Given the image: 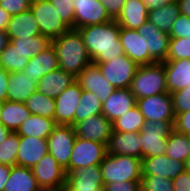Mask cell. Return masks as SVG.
Returning a JSON list of instances; mask_svg holds the SVG:
<instances>
[{
  "label": "cell",
  "mask_w": 190,
  "mask_h": 191,
  "mask_svg": "<svg viewBox=\"0 0 190 191\" xmlns=\"http://www.w3.org/2000/svg\"><path fill=\"white\" fill-rule=\"evenodd\" d=\"M98 114H102V103L100 99L94 93L82 90L74 115V125L87 117Z\"/></svg>",
  "instance_id": "35"
},
{
  "label": "cell",
  "mask_w": 190,
  "mask_h": 191,
  "mask_svg": "<svg viewBox=\"0 0 190 191\" xmlns=\"http://www.w3.org/2000/svg\"><path fill=\"white\" fill-rule=\"evenodd\" d=\"M29 59L9 41L0 55V67L10 72H22Z\"/></svg>",
  "instance_id": "36"
},
{
  "label": "cell",
  "mask_w": 190,
  "mask_h": 191,
  "mask_svg": "<svg viewBox=\"0 0 190 191\" xmlns=\"http://www.w3.org/2000/svg\"><path fill=\"white\" fill-rule=\"evenodd\" d=\"M190 59V37L170 38L166 61Z\"/></svg>",
  "instance_id": "40"
},
{
  "label": "cell",
  "mask_w": 190,
  "mask_h": 191,
  "mask_svg": "<svg viewBox=\"0 0 190 191\" xmlns=\"http://www.w3.org/2000/svg\"><path fill=\"white\" fill-rule=\"evenodd\" d=\"M106 147L107 154L127 155L142 159L139 132L112 131Z\"/></svg>",
  "instance_id": "21"
},
{
  "label": "cell",
  "mask_w": 190,
  "mask_h": 191,
  "mask_svg": "<svg viewBox=\"0 0 190 191\" xmlns=\"http://www.w3.org/2000/svg\"><path fill=\"white\" fill-rule=\"evenodd\" d=\"M33 115H40L50 119L55 118V99L36 91L24 102Z\"/></svg>",
  "instance_id": "37"
},
{
  "label": "cell",
  "mask_w": 190,
  "mask_h": 191,
  "mask_svg": "<svg viewBox=\"0 0 190 191\" xmlns=\"http://www.w3.org/2000/svg\"><path fill=\"white\" fill-rule=\"evenodd\" d=\"M6 32L9 40L41 35L38 23L31 9L11 16Z\"/></svg>",
  "instance_id": "27"
},
{
  "label": "cell",
  "mask_w": 190,
  "mask_h": 191,
  "mask_svg": "<svg viewBox=\"0 0 190 191\" xmlns=\"http://www.w3.org/2000/svg\"><path fill=\"white\" fill-rule=\"evenodd\" d=\"M74 29L113 20L99 0H73Z\"/></svg>",
  "instance_id": "11"
},
{
  "label": "cell",
  "mask_w": 190,
  "mask_h": 191,
  "mask_svg": "<svg viewBox=\"0 0 190 191\" xmlns=\"http://www.w3.org/2000/svg\"><path fill=\"white\" fill-rule=\"evenodd\" d=\"M166 146L168 157L185 162L190 155V135L178 133L173 129L167 137Z\"/></svg>",
  "instance_id": "33"
},
{
  "label": "cell",
  "mask_w": 190,
  "mask_h": 191,
  "mask_svg": "<svg viewBox=\"0 0 190 191\" xmlns=\"http://www.w3.org/2000/svg\"><path fill=\"white\" fill-rule=\"evenodd\" d=\"M66 191H103V190H66Z\"/></svg>",
  "instance_id": "59"
},
{
  "label": "cell",
  "mask_w": 190,
  "mask_h": 191,
  "mask_svg": "<svg viewBox=\"0 0 190 191\" xmlns=\"http://www.w3.org/2000/svg\"><path fill=\"white\" fill-rule=\"evenodd\" d=\"M9 41L10 40L8 38L7 32L0 30V55L7 46V44L9 43Z\"/></svg>",
  "instance_id": "55"
},
{
  "label": "cell",
  "mask_w": 190,
  "mask_h": 191,
  "mask_svg": "<svg viewBox=\"0 0 190 191\" xmlns=\"http://www.w3.org/2000/svg\"><path fill=\"white\" fill-rule=\"evenodd\" d=\"M83 90L94 93L103 102L116 88L103 76L98 64L91 62L76 77Z\"/></svg>",
  "instance_id": "13"
},
{
  "label": "cell",
  "mask_w": 190,
  "mask_h": 191,
  "mask_svg": "<svg viewBox=\"0 0 190 191\" xmlns=\"http://www.w3.org/2000/svg\"><path fill=\"white\" fill-rule=\"evenodd\" d=\"M175 121L147 122L139 132L142 158L166 154L167 137L174 129Z\"/></svg>",
  "instance_id": "5"
},
{
  "label": "cell",
  "mask_w": 190,
  "mask_h": 191,
  "mask_svg": "<svg viewBox=\"0 0 190 191\" xmlns=\"http://www.w3.org/2000/svg\"><path fill=\"white\" fill-rule=\"evenodd\" d=\"M103 76L116 88H130L132 79L139 67L128 56L120 55L115 60L98 63Z\"/></svg>",
  "instance_id": "8"
},
{
  "label": "cell",
  "mask_w": 190,
  "mask_h": 191,
  "mask_svg": "<svg viewBox=\"0 0 190 191\" xmlns=\"http://www.w3.org/2000/svg\"><path fill=\"white\" fill-rule=\"evenodd\" d=\"M0 7L14 16L29 10L31 3L28 0H0Z\"/></svg>",
  "instance_id": "45"
},
{
  "label": "cell",
  "mask_w": 190,
  "mask_h": 191,
  "mask_svg": "<svg viewBox=\"0 0 190 191\" xmlns=\"http://www.w3.org/2000/svg\"><path fill=\"white\" fill-rule=\"evenodd\" d=\"M30 9L36 18L41 35L48 37L50 40L69 30L49 0H35L31 3Z\"/></svg>",
  "instance_id": "7"
},
{
  "label": "cell",
  "mask_w": 190,
  "mask_h": 191,
  "mask_svg": "<svg viewBox=\"0 0 190 191\" xmlns=\"http://www.w3.org/2000/svg\"><path fill=\"white\" fill-rule=\"evenodd\" d=\"M179 9H180V14L186 15L190 18V0H176Z\"/></svg>",
  "instance_id": "54"
},
{
  "label": "cell",
  "mask_w": 190,
  "mask_h": 191,
  "mask_svg": "<svg viewBox=\"0 0 190 191\" xmlns=\"http://www.w3.org/2000/svg\"><path fill=\"white\" fill-rule=\"evenodd\" d=\"M142 175H155L165 179H175L185 171V164L166 154L141 159Z\"/></svg>",
  "instance_id": "18"
},
{
  "label": "cell",
  "mask_w": 190,
  "mask_h": 191,
  "mask_svg": "<svg viewBox=\"0 0 190 191\" xmlns=\"http://www.w3.org/2000/svg\"><path fill=\"white\" fill-rule=\"evenodd\" d=\"M75 139L74 127L63 124H57L47 137L48 153L56 159L66 172L69 170V162Z\"/></svg>",
  "instance_id": "6"
},
{
  "label": "cell",
  "mask_w": 190,
  "mask_h": 191,
  "mask_svg": "<svg viewBox=\"0 0 190 191\" xmlns=\"http://www.w3.org/2000/svg\"><path fill=\"white\" fill-rule=\"evenodd\" d=\"M59 68V62L56 51L52 44L45 50L29 59L27 65L23 69L33 81H38L49 72L57 70Z\"/></svg>",
  "instance_id": "22"
},
{
  "label": "cell",
  "mask_w": 190,
  "mask_h": 191,
  "mask_svg": "<svg viewBox=\"0 0 190 191\" xmlns=\"http://www.w3.org/2000/svg\"><path fill=\"white\" fill-rule=\"evenodd\" d=\"M73 127L77 137L106 145L113 131L112 122L103 114L87 117Z\"/></svg>",
  "instance_id": "14"
},
{
  "label": "cell",
  "mask_w": 190,
  "mask_h": 191,
  "mask_svg": "<svg viewBox=\"0 0 190 191\" xmlns=\"http://www.w3.org/2000/svg\"><path fill=\"white\" fill-rule=\"evenodd\" d=\"M173 99V110L175 116L190 110V84L182 90L171 93Z\"/></svg>",
  "instance_id": "43"
},
{
  "label": "cell",
  "mask_w": 190,
  "mask_h": 191,
  "mask_svg": "<svg viewBox=\"0 0 190 191\" xmlns=\"http://www.w3.org/2000/svg\"><path fill=\"white\" fill-rule=\"evenodd\" d=\"M38 191H66L65 186L64 187H40Z\"/></svg>",
  "instance_id": "57"
},
{
  "label": "cell",
  "mask_w": 190,
  "mask_h": 191,
  "mask_svg": "<svg viewBox=\"0 0 190 191\" xmlns=\"http://www.w3.org/2000/svg\"><path fill=\"white\" fill-rule=\"evenodd\" d=\"M12 131L8 128H6L1 122H0V144L6 140V138L9 136V134Z\"/></svg>",
  "instance_id": "56"
},
{
  "label": "cell",
  "mask_w": 190,
  "mask_h": 191,
  "mask_svg": "<svg viewBox=\"0 0 190 191\" xmlns=\"http://www.w3.org/2000/svg\"><path fill=\"white\" fill-rule=\"evenodd\" d=\"M141 191H174L171 179L155 175H142Z\"/></svg>",
  "instance_id": "41"
},
{
  "label": "cell",
  "mask_w": 190,
  "mask_h": 191,
  "mask_svg": "<svg viewBox=\"0 0 190 191\" xmlns=\"http://www.w3.org/2000/svg\"><path fill=\"white\" fill-rule=\"evenodd\" d=\"M148 20V10L143 0H126L115 21L122 28L137 30Z\"/></svg>",
  "instance_id": "26"
},
{
  "label": "cell",
  "mask_w": 190,
  "mask_h": 191,
  "mask_svg": "<svg viewBox=\"0 0 190 191\" xmlns=\"http://www.w3.org/2000/svg\"><path fill=\"white\" fill-rule=\"evenodd\" d=\"M10 73L0 67V102L7 101V89Z\"/></svg>",
  "instance_id": "50"
},
{
  "label": "cell",
  "mask_w": 190,
  "mask_h": 191,
  "mask_svg": "<svg viewBox=\"0 0 190 191\" xmlns=\"http://www.w3.org/2000/svg\"><path fill=\"white\" fill-rule=\"evenodd\" d=\"M106 155V144L76 136L71 152L69 169L100 165Z\"/></svg>",
  "instance_id": "9"
},
{
  "label": "cell",
  "mask_w": 190,
  "mask_h": 191,
  "mask_svg": "<svg viewBox=\"0 0 190 191\" xmlns=\"http://www.w3.org/2000/svg\"><path fill=\"white\" fill-rule=\"evenodd\" d=\"M49 2L58 12L62 22H64L69 29H74L75 10L73 0H49Z\"/></svg>",
  "instance_id": "42"
},
{
  "label": "cell",
  "mask_w": 190,
  "mask_h": 191,
  "mask_svg": "<svg viewBox=\"0 0 190 191\" xmlns=\"http://www.w3.org/2000/svg\"><path fill=\"white\" fill-rule=\"evenodd\" d=\"M37 91V82L33 81L25 72H10L7 101L25 102L26 99Z\"/></svg>",
  "instance_id": "28"
},
{
  "label": "cell",
  "mask_w": 190,
  "mask_h": 191,
  "mask_svg": "<svg viewBox=\"0 0 190 191\" xmlns=\"http://www.w3.org/2000/svg\"><path fill=\"white\" fill-rule=\"evenodd\" d=\"M129 89L136 100L167 93L164 62L139 66Z\"/></svg>",
  "instance_id": "4"
},
{
  "label": "cell",
  "mask_w": 190,
  "mask_h": 191,
  "mask_svg": "<svg viewBox=\"0 0 190 191\" xmlns=\"http://www.w3.org/2000/svg\"><path fill=\"white\" fill-rule=\"evenodd\" d=\"M119 39L124 54L138 66L156 63L149 56V52H145L144 38L137 32V30L120 27Z\"/></svg>",
  "instance_id": "20"
},
{
  "label": "cell",
  "mask_w": 190,
  "mask_h": 191,
  "mask_svg": "<svg viewBox=\"0 0 190 191\" xmlns=\"http://www.w3.org/2000/svg\"><path fill=\"white\" fill-rule=\"evenodd\" d=\"M10 19H11V15L2 7H0V30L1 31H6Z\"/></svg>",
  "instance_id": "53"
},
{
  "label": "cell",
  "mask_w": 190,
  "mask_h": 191,
  "mask_svg": "<svg viewBox=\"0 0 190 191\" xmlns=\"http://www.w3.org/2000/svg\"><path fill=\"white\" fill-rule=\"evenodd\" d=\"M173 127L178 133L190 135V110L177 114Z\"/></svg>",
  "instance_id": "46"
},
{
  "label": "cell",
  "mask_w": 190,
  "mask_h": 191,
  "mask_svg": "<svg viewBox=\"0 0 190 191\" xmlns=\"http://www.w3.org/2000/svg\"><path fill=\"white\" fill-rule=\"evenodd\" d=\"M169 36L170 38L190 37V18L186 15L180 14L174 21Z\"/></svg>",
  "instance_id": "44"
},
{
  "label": "cell",
  "mask_w": 190,
  "mask_h": 191,
  "mask_svg": "<svg viewBox=\"0 0 190 191\" xmlns=\"http://www.w3.org/2000/svg\"><path fill=\"white\" fill-rule=\"evenodd\" d=\"M47 153V138L20 135L16 165L32 168Z\"/></svg>",
  "instance_id": "19"
},
{
  "label": "cell",
  "mask_w": 190,
  "mask_h": 191,
  "mask_svg": "<svg viewBox=\"0 0 190 191\" xmlns=\"http://www.w3.org/2000/svg\"><path fill=\"white\" fill-rule=\"evenodd\" d=\"M51 44L56 51L59 68L75 77L92 62L77 29H69L51 40Z\"/></svg>",
  "instance_id": "2"
},
{
  "label": "cell",
  "mask_w": 190,
  "mask_h": 191,
  "mask_svg": "<svg viewBox=\"0 0 190 191\" xmlns=\"http://www.w3.org/2000/svg\"><path fill=\"white\" fill-rule=\"evenodd\" d=\"M179 15V5L176 0H173L157 10L148 11V21L155 25L160 31L169 34L174 21Z\"/></svg>",
  "instance_id": "32"
},
{
  "label": "cell",
  "mask_w": 190,
  "mask_h": 191,
  "mask_svg": "<svg viewBox=\"0 0 190 191\" xmlns=\"http://www.w3.org/2000/svg\"><path fill=\"white\" fill-rule=\"evenodd\" d=\"M184 164H185V171L190 173V155L186 158Z\"/></svg>",
  "instance_id": "58"
},
{
  "label": "cell",
  "mask_w": 190,
  "mask_h": 191,
  "mask_svg": "<svg viewBox=\"0 0 190 191\" xmlns=\"http://www.w3.org/2000/svg\"><path fill=\"white\" fill-rule=\"evenodd\" d=\"M172 183L174 191H190V173L182 172L172 180Z\"/></svg>",
  "instance_id": "49"
},
{
  "label": "cell",
  "mask_w": 190,
  "mask_h": 191,
  "mask_svg": "<svg viewBox=\"0 0 190 191\" xmlns=\"http://www.w3.org/2000/svg\"><path fill=\"white\" fill-rule=\"evenodd\" d=\"M2 108H3V102H0V116H1Z\"/></svg>",
  "instance_id": "60"
},
{
  "label": "cell",
  "mask_w": 190,
  "mask_h": 191,
  "mask_svg": "<svg viewBox=\"0 0 190 191\" xmlns=\"http://www.w3.org/2000/svg\"><path fill=\"white\" fill-rule=\"evenodd\" d=\"M103 191H141V182L108 183L104 186Z\"/></svg>",
  "instance_id": "47"
},
{
  "label": "cell",
  "mask_w": 190,
  "mask_h": 191,
  "mask_svg": "<svg viewBox=\"0 0 190 191\" xmlns=\"http://www.w3.org/2000/svg\"><path fill=\"white\" fill-rule=\"evenodd\" d=\"M66 190H103L104 183L100 165L69 169Z\"/></svg>",
  "instance_id": "16"
},
{
  "label": "cell",
  "mask_w": 190,
  "mask_h": 191,
  "mask_svg": "<svg viewBox=\"0 0 190 191\" xmlns=\"http://www.w3.org/2000/svg\"><path fill=\"white\" fill-rule=\"evenodd\" d=\"M11 166L0 164V191H4L11 172Z\"/></svg>",
  "instance_id": "51"
},
{
  "label": "cell",
  "mask_w": 190,
  "mask_h": 191,
  "mask_svg": "<svg viewBox=\"0 0 190 191\" xmlns=\"http://www.w3.org/2000/svg\"><path fill=\"white\" fill-rule=\"evenodd\" d=\"M145 124L144 116L137 105L112 122L113 131L118 132H140Z\"/></svg>",
  "instance_id": "34"
},
{
  "label": "cell",
  "mask_w": 190,
  "mask_h": 191,
  "mask_svg": "<svg viewBox=\"0 0 190 191\" xmlns=\"http://www.w3.org/2000/svg\"><path fill=\"white\" fill-rule=\"evenodd\" d=\"M39 185L28 167L12 166L4 191H38Z\"/></svg>",
  "instance_id": "29"
},
{
  "label": "cell",
  "mask_w": 190,
  "mask_h": 191,
  "mask_svg": "<svg viewBox=\"0 0 190 191\" xmlns=\"http://www.w3.org/2000/svg\"><path fill=\"white\" fill-rule=\"evenodd\" d=\"M136 105L147 122L175 121L172 95L167 93L156 94L136 100Z\"/></svg>",
  "instance_id": "10"
},
{
  "label": "cell",
  "mask_w": 190,
  "mask_h": 191,
  "mask_svg": "<svg viewBox=\"0 0 190 191\" xmlns=\"http://www.w3.org/2000/svg\"><path fill=\"white\" fill-rule=\"evenodd\" d=\"M168 92L182 90L190 84V59L164 61Z\"/></svg>",
  "instance_id": "25"
},
{
  "label": "cell",
  "mask_w": 190,
  "mask_h": 191,
  "mask_svg": "<svg viewBox=\"0 0 190 191\" xmlns=\"http://www.w3.org/2000/svg\"><path fill=\"white\" fill-rule=\"evenodd\" d=\"M104 8L106 9L108 15L115 20L121 12L122 6L126 0H99Z\"/></svg>",
  "instance_id": "48"
},
{
  "label": "cell",
  "mask_w": 190,
  "mask_h": 191,
  "mask_svg": "<svg viewBox=\"0 0 190 191\" xmlns=\"http://www.w3.org/2000/svg\"><path fill=\"white\" fill-rule=\"evenodd\" d=\"M173 0H143L148 11L157 10Z\"/></svg>",
  "instance_id": "52"
},
{
  "label": "cell",
  "mask_w": 190,
  "mask_h": 191,
  "mask_svg": "<svg viewBox=\"0 0 190 191\" xmlns=\"http://www.w3.org/2000/svg\"><path fill=\"white\" fill-rule=\"evenodd\" d=\"M80 84L75 81L55 98L56 124L74 126V115L82 94Z\"/></svg>",
  "instance_id": "17"
},
{
  "label": "cell",
  "mask_w": 190,
  "mask_h": 191,
  "mask_svg": "<svg viewBox=\"0 0 190 191\" xmlns=\"http://www.w3.org/2000/svg\"><path fill=\"white\" fill-rule=\"evenodd\" d=\"M136 105L129 88L116 89L102 104V114L113 122Z\"/></svg>",
  "instance_id": "23"
},
{
  "label": "cell",
  "mask_w": 190,
  "mask_h": 191,
  "mask_svg": "<svg viewBox=\"0 0 190 191\" xmlns=\"http://www.w3.org/2000/svg\"><path fill=\"white\" fill-rule=\"evenodd\" d=\"M56 125L54 119L31 114L21 123L16 133L23 136L47 138Z\"/></svg>",
  "instance_id": "31"
},
{
  "label": "cell",
  "mask_w": 190,
  "mask_h": 191,
  "mask_svg": "<svg viewBox=\"0 0 190 191\" xmlns=\"http://www.w3.org/2000/svg\"><path fill=\"white\" fill-rule=\"evenodd\" d=\"M91 61L95 64L115 60L124 55L119 39L120 26L115 20L109 22L80 27L77 29Z\"/></svg>",
  "instance_id": "1"
},
{
  "label": "cell",
  "mask_w": 190,
  "mask_h": 191,
  "mask_svg": "<svg viewBox=\"0 0 190 191\" xmlns=\"http://www.w3.org/2000/svg\"><path fill=\"white\" fill-rule=\"evenodd\" d=\"M31 115L23 102L4 101L0 122L12 132H16L21 123Z\"/></svg>",
  "instance_id": "30"
},
{
  "label": "cell",
  "mask_w": 190,
  "mask_h": 191,
  "mask_svg": "<svg viewBox=\"0 0 190 191\" xmlns=\"http://www.w3.org/2000/svg\"><path fill=\"white\" fill-rule=\"evenodd\" d=\"M31 170L39 187H64L66 184V170L50 153L41 158Z\"/></svg>",
  "instance_id": "12"
},
{
  "label": "cell",
  "mask_w": 190,
  "mask_h": 191,
  "mask_svg": "<svg viewBox=\"0 0 190 191\" xmlns=\"http://www.w3.org/2000/svg\"><path fill=\"white\" fill-rule=\"evenodd\" d=\"M76 81V77L58 68L44 75L37 83V91L55 99L67 87Z\"/></svg>",
  "instance_id": "24"
},
{
  "label": "cell",
  "mask_w": 190,
  "mask_h": 191,
  "mask_svg": "<svg viewBox=\"0 0 190 191\" xmlns=\"http://www.w3.org/2000/svg\"><path fill=\"white\" fill-rule=\"evenodd\" d=\"M104 186L108 183L141 182V158L107 154L100 164Z\"/></svg>",
  "instance_id": "3"
},
{
  "label": "cell",
  "mask_w": 190,
  "mask_h": 191,
  "mask_svg": "<svg viewBox=\"0 0 190 191\" xmlns=\"http://www.w3.org/2000/svg\"><path fill=\"white\" fill-rule=\"evenodd\" d=\"M137 32L144 38L145 52L155 62H164L169 50L170 36L168 33L160 31L150 21H146Z\"/></svg>",
  "instance_id": "15"
},
{
  "label": "cell",
  "mask_w": 190,
  "mask_h": 191,
  "mask_svg": "<svg viewBox=\"0 0 190 191\" xmlns=\"http://www.w3.org/2000/svg\"><path fill=\"white\" fill-rule=\"evenodd\" d=\"M10 42L18 48L28 59L33 58L51 45V40L43 35L28 38L10 39Z\"/></svg>",
  "instance_id": "38"
},
{
  "label": "cell",
  "mask_w": 190,
  "mask_h": 191,
  "mask_svg": "<svg viewBox=\"0 0 190 191\" xmlns=\"http://www.w3.org/2000/svg\"><path fill=\"white\" fill-rule=\"evenodd\" d=\"M20 144V135L11 132L0 144V164L15 166L17 163V152Z\"/></svg>",
  "instance_id": "39"
}]
</instances>
